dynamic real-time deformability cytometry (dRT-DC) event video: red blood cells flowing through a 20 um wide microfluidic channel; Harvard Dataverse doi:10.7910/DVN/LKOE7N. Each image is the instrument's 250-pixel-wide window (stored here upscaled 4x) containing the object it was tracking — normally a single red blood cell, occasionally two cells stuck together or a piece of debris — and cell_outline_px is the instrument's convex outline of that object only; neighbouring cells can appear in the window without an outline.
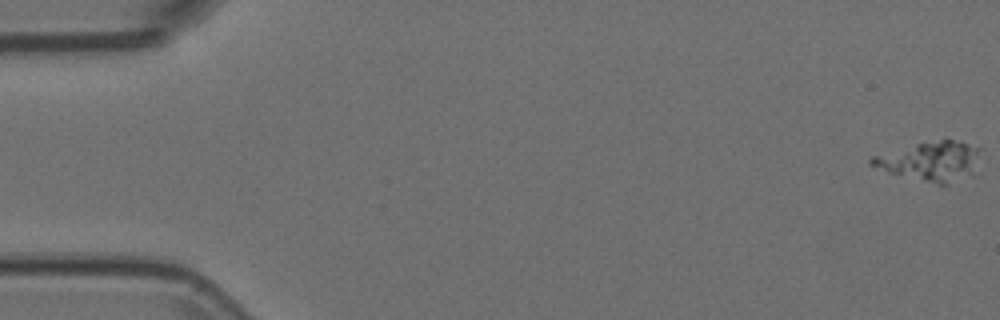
{"species": "Egyptian fruit bat (a non-hibernating species)", "species_latin": "Rousettus aegyptiacus", "temperature_condition": "room temperature", "stored_images_in_passage": 56, "camera_frame_rate_fps": 3000, "um_per_image_px": 0.085, "animal": {"sex": "female"}, "frame": {"image": 1, "passage_image": 1, "time_ms": 0.0, "image_size_px": [1000, 320], "cell_outline_px": [[980, 148], [972, 176], [944, 188], [888, 172], [868, 164], [868, 160], [872, 156], [944, 136]], "centroid_in_image_um": [79.12, 13.73], "position_along_channel_um": 5.9, "area_um2": 25.84}}
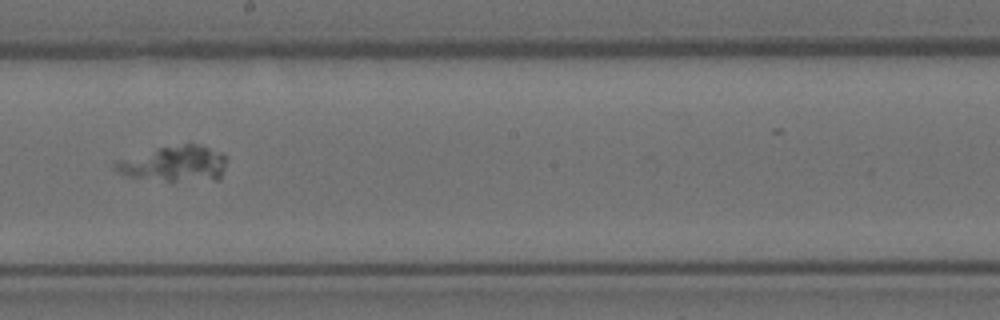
{"frame": {"image": 2, "passage_image": 32, "time_ms": 10.333, "image_size_px": [1000, 320], "cell_outline_px": [[228, 160], [220, 180], [172, 184], [128, 176], [112, 168], [112, 164], [116, 160], [156, 148], [184, 144], [196, 144], [220, 152], [228, 156]], "centroid_in_image_um": [14.86, 13.98], "position_along_channel_um": 233.3, "area_um2": 24.28}}
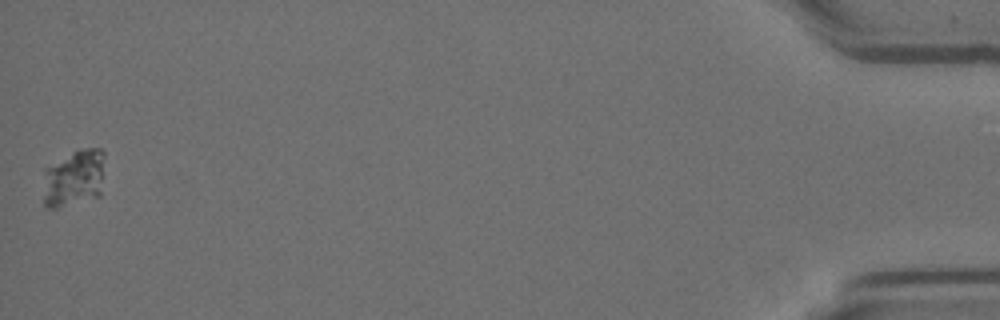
{"frame": {"image": 3, "passage_image": 56, "time_ms": 18.333, "image_size_px": [1000, 320], "cell_outline_px": [[104, 156], [100, 196], [56, 208], [48, 208], [44, 204], [44, 168], [72, 152], [80, 148], [100, 148], [104, 152]], "centroid_in_image_um": [6.28, 15.13], "position_along_channel_um": 428.9, "area_um2": 20.52}}